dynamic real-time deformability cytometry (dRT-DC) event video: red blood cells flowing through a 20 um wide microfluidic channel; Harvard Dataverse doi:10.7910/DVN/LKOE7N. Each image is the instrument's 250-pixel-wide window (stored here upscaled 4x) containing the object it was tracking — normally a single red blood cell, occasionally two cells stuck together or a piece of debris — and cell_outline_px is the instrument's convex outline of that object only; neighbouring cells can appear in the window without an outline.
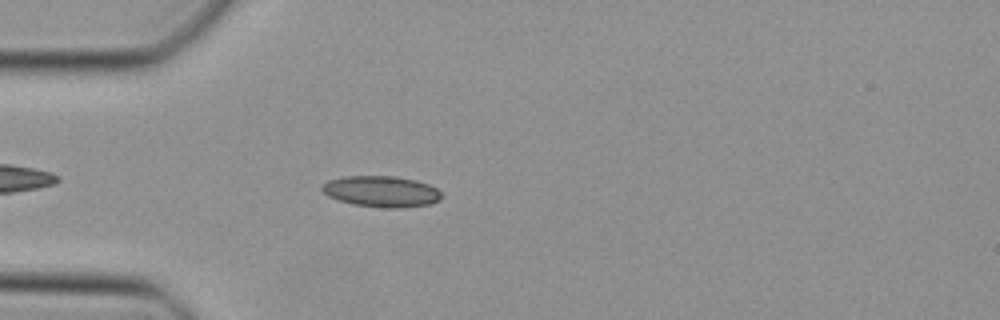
{"species": "Egyptian fruit bat (a non-hibernating species)", "species_latin": "Rousettus aegyptiacus", "temperature_condition": "cold", "stored_images_in_passage": 8, "camera_frame_rate_fps": 3000, "um_per_image_px": 0.085, "animal": {"sex": "female"}, "frame": {"image": 1, "passage_image": 5, "time_ms": 1.333, "image_size_px": [1000, 320], "cell_outline_px": [[444, 196], [440, 200], [428, 204], [400, 208], [384, 208], [352, 204], [328, 196], [320, 188], [328, 180], [344, 176], [396, 176], [416, 180], [428, 184], [436, 188]], "centroid_in_image_um": [32.43, 16.27], "position_along_channel_um": 52.6, "area_um2": 21.68}}